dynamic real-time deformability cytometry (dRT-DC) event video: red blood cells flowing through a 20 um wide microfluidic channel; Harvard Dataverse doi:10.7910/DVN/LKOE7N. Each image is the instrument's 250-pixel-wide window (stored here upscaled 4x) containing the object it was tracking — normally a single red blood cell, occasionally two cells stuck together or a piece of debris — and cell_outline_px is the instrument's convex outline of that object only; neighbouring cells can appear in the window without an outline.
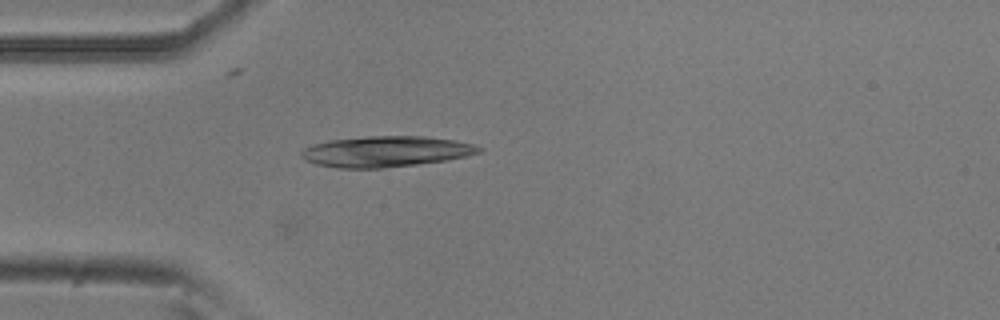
{"species": "common noctule bat (a hibernating species)", "species_latin": "Nyctalus noctula", "temperature_condition": "room temperature", "stored_images_in_passage": 41, "camera_frame_rate_fps": 3000, "um_per_image_px": 0.085, "animal": {"sex": "male", "body_mass_g": 20.5, "forearm_length_mm": 52.5}, "frame": {"image": 1, "passage_image": 3, "time_ms": 0.667, "image_size_px": [1000, 320], "cell_outline_px": [[484, 148], [480, 152], [448, 160], [384, 168], [336, 168], [316, 164], [304, 160], [300, 156], [300, 152], [304, 148], [312, 144], [328, 140], [368, 136], [424, 136], [456, 140], [472, 144]], "centroid_in_image_um": [32.76, 12.87], "position_along_channel_um": 52.2, "area_um2": 32.02}}